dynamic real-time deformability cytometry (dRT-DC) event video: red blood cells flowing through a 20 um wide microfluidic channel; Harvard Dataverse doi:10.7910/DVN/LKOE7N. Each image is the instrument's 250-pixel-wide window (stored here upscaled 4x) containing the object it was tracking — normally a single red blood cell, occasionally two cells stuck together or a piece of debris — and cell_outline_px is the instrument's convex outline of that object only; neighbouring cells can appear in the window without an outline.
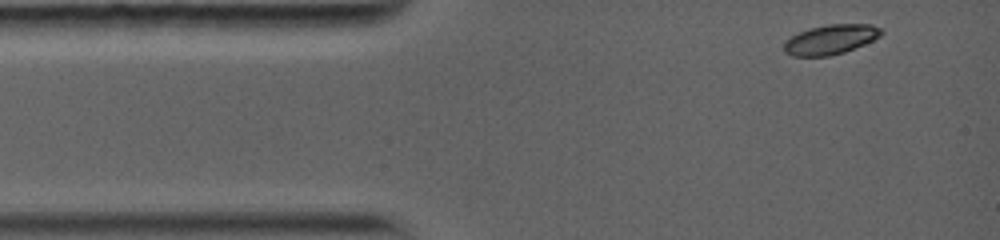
{"species": "common noctule bat (a hibernating species)", "species_latin": "Nyctalus noctula", "temperature_condition": "warm", "stored_images_in_passage": 42, "camera_frame_rate_fps": 5000, "um_per_image_px": 0.085, "animal": {"sex": "female", "body_mass_g": 19.0, "forearm_length_mm": 56.7}, "frame": {"image": 1, "passage_image": 1, "time_ms": 0.0, "image_size_px": [1000, 240], "cell_outline_px": [[884, 32], [880, 36], [864, 44], [844, 52], [828, 56], [792, 56], [784, 52], [784, 40], [808, 28], [828, 24], [872, 24], [880, 28]], "centroid_in_image_um": [70.58, 3.35], "position_along_channel_um": 14.4, "area_um2": 16.82}}
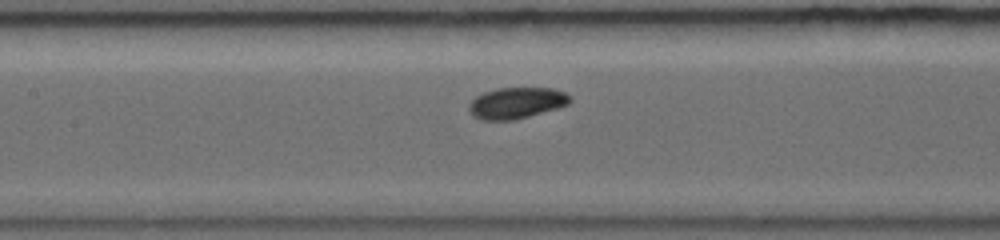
{"frame": {"image": 2, "passage_image": 18, "time_ms": 5.0, "image_size_px": [1000, 240], "cell_outline_px": [[572, 100], [568, 104], [560, 108], [516, 120], [484, 120], [472, 116], [468, 108], [468, 104], [476, 96], [484, 92], [496, 88], [552, 88], [564, 92], [572, 96]], "centroid_in_image_um": [43.92, 8.76], "position_along_channel_um": 163.5, "area_um2": 18.67}}
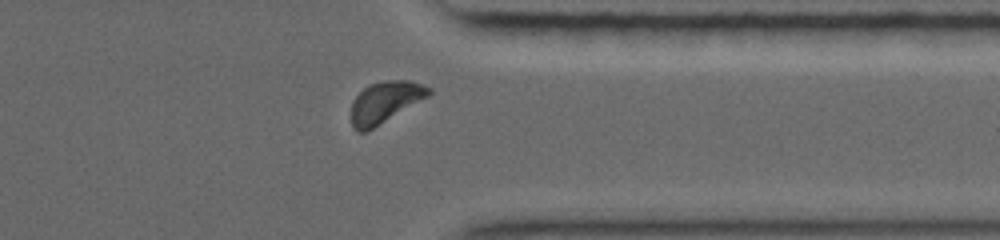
{"frame": {"image": 3, "passage_image": 36, "time_ms": 10.4, "image_size_px": [1000, 240], "cell_outline_px": [[432, 92], [428, 96], [368, 132], [360, 132], [352, 124], [352, 100], [368, 84], [384, 80], [408, 80], [424, 84], [432, 88]], "centroid_in_image_um": [32.75, 8.66], "position_along_channel_um": 378.7, "area_um2": 18.73}, "authors_computed_cell_mechanics": {"area_um2": 18.0336, "velocity_mm_per_s": 4.0187, "shape_relaxation_time_tau1_ms": 1.6934, "shape_relaxation_time_tau2_ms": null, "deformation_change_tau1": 0.1164, "deformation_change_tau2": null}}